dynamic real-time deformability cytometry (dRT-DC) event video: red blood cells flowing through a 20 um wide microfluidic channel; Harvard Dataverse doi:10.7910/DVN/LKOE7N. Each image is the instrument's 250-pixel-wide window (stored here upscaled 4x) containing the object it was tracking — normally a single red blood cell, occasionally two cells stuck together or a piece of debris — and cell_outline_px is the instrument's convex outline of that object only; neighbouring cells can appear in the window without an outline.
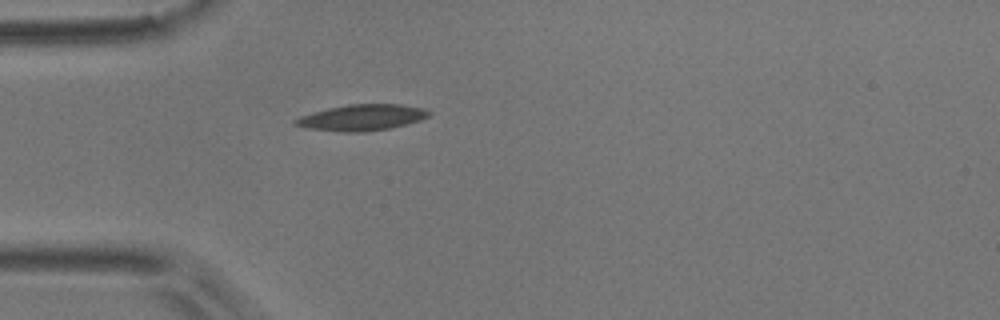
{"species": "common noctule bat (a hibernating species)", "species_latin": "Nyctalus noctula", "temperature_condition": "room temperature", "stored_images_in_passage": 1, "camera_frame_rate_fps": 3000, "um_per_image_px": 0.085, "animal": {"sex": "male", "body_mass_g": 17.9}, "frame": {"image": 1, "passage_image": 1, "time_ms": 0.0, "image_size_px": [1000, 320], "cell_outline_px": [[432, 112], [428, 116], [420, 120], [408, 124], [392, 128], [364, 132], [344, 132], [304, 128], [292, 124], [292, 120], [300, 116], [312, 112], [328, 108], [348, 104], [400, 104], [424, 108]], "centroid_in_image_um": [30.73, 9.99], "position_along_channel_um": 54.3, "area_um2": 20.58}}